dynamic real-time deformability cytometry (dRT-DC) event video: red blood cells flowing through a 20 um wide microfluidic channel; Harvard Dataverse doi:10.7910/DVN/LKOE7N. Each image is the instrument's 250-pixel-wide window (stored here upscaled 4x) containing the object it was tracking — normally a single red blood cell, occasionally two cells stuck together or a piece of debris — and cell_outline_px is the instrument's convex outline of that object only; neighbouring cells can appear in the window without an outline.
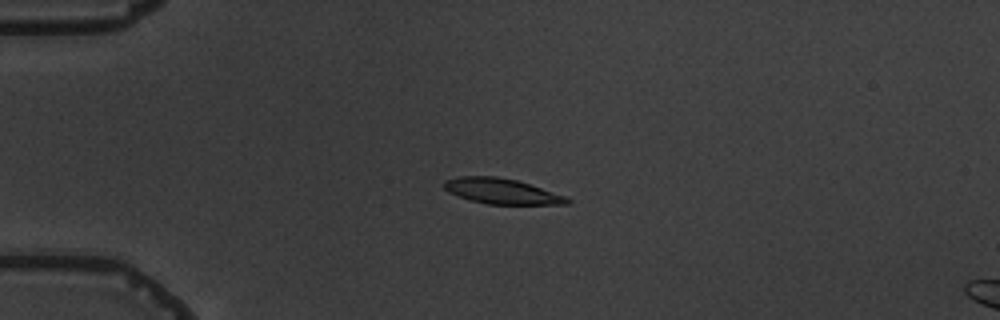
{"species": "common noctule bat (a hibernating species)", "species_latin": "Nyctalus noctula", "temperature_condition": "warm", "stored_images_in_passage": 6, "camera_frame_rate_fps": 3000, "um_per_image_px": 0.085, "animal": {"sex": "male", "body_mass_g": 19.5, "forearm_length_mm": 54.6}, "frame": {"image": 1, "passage_image": 4, "time_ms": 3.667, "image_size_px": [1000, 320], "cell_outline_px": [[572, 204], [488, 204], [472, 200], [448, 192], [444, 188], [444, 180], [460, 176], [496, 176], [516, 180], [568, 196], [572, 200]], "centroid_in_image_um": [42.69, 16.25], "position_along_channel_um": 42.3, "area_um2": 18.21}}